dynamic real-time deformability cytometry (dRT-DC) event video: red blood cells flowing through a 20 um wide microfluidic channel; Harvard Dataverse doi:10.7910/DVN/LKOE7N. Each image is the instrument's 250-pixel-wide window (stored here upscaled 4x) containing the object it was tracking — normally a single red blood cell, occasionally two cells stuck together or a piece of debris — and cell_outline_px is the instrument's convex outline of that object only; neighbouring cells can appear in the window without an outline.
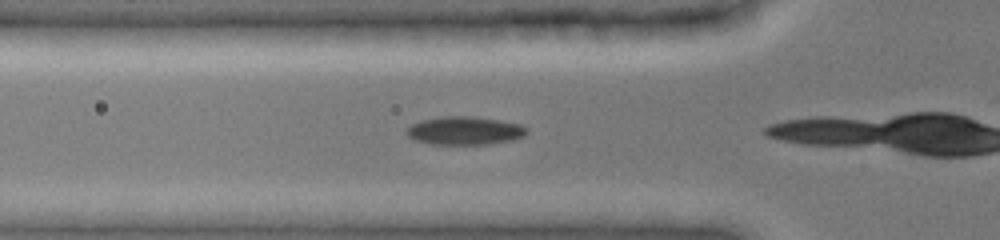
{"species": "common noctule bat (a hibernating species)", "species_latin": "Nyctalus noctula", "temperature_condition": "cold", "stored_images_in_passage": 3, "camera_frame_rate_fps": 3000, "um_per_image_px": 0.085, "animal": {"sex": "female", "body_mass_g": 19.0, "forearm_length_mm": 51.5}, "frame": {"image": 1, "passage_image": 2, "time_ms": 0.333, "image_size_px": [1000, 240], "cell_outline_px": [[528, 132], [524, 136], [512, 140], [488, 144], [432, 144], [416, 140], [408, 136], [408, 128], [412, 124], [420, 120], [440, 116], [476, 116], [500, 120], [520, 124], [528, 128]], "centroid_in_image_um": [39.54, 11.09], "position_along_channel_um": 86.3, "area_um2": 19.83}}